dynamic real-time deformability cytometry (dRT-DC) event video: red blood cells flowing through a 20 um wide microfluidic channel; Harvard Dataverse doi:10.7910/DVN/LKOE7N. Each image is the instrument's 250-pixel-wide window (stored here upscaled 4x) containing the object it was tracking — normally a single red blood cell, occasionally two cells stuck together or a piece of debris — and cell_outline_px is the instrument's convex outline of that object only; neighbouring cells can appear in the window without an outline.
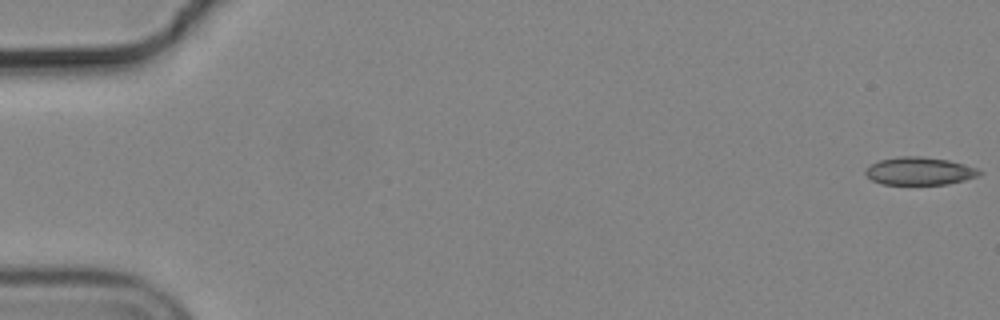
{"species": "common noctule bat (a hibernating species)", "species_latin": "Nyctalus noctula", "temperature_condition": "cold", "stored_images_in_passage": 56, "camera_frame_rate_fps": 3000, "um_per_image_px": 0.085, "animal": {"sex": "male", "body_mass_g": 19.2, "forearm_length_mm": 51.8}, "frame": {"image": 1, "passage_image": 1, "time_ms": 0.0, "image_size_px": [1000, 320], "cell_outline_px": [[984, 172], [976, 176], [964, 180], [948, 184], [880, 184], [872, 180], [864, 172], [864, 168], [880, 160], [900, 156], [920, 156], [948, 160], [964, 164], [976, 168]], "centroid_in_image_um": [78.14, 14.54], "position_along_channel_um": 6.9, "area_um2": 18.38}}
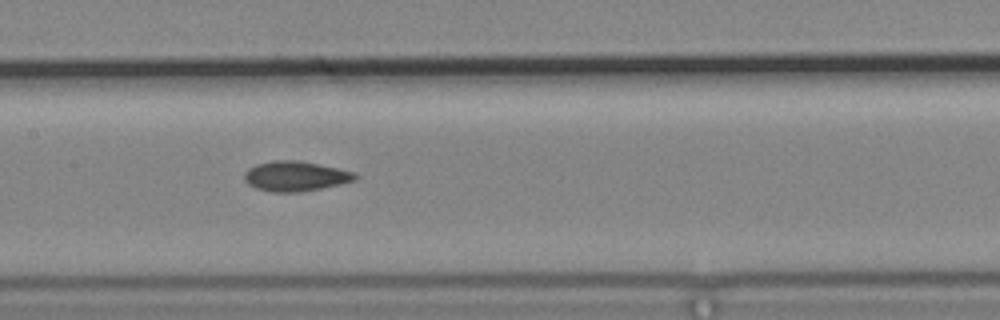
{"frame": {"image": 2, "passage_image": 28, "time_ms": 9.0, "image_size_px": [1000, 320], "cell_outline_px": [[360, 176], [356, 180], [340, 184], [320, 188], [296, 192], [272, 192], [256, 188], [248, 184], [244, 180], [244, 172], [248, 168], [256, 164], [276, 160], [292, 160], [320, 164], [356, 172]], "centroid_in_image_um": [25.12, 14.97], "position_along_channel_um": 182.3, "area_um2": 19.36}}
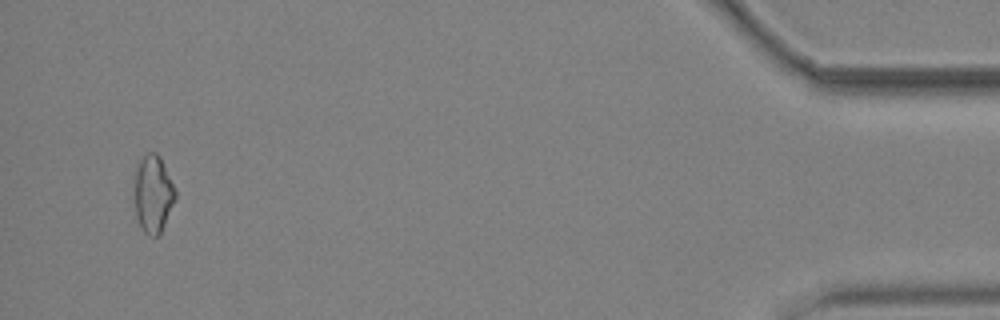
{"frame": {"image": 3, "passage_image": 54, "time_ms": 17.667, "image_size_px": [1000, 320], "cell_outline_px": [[176, 196], [160, 236], [148, 236], [144, 232], [136, 216], [132, 176], [140, 160], [148, 152], [156, 152], [160, 156], [176, 192]], "centroid_in_image_um": [12.97, 16.48], "position_along_channel_um": 422.2, "area_um2": 18.73}, "authors_computed_cell_mechanics": {"area_um2": 18.3804, "velocity_mm_per_s": 3.6953, "shape_relaxation_time_tau1_ms": null, "shape_relaxation_time_tau2_ms": 10.0198, "deformation_change_tau1": null, "deformation_change_tau2": 0.132}}